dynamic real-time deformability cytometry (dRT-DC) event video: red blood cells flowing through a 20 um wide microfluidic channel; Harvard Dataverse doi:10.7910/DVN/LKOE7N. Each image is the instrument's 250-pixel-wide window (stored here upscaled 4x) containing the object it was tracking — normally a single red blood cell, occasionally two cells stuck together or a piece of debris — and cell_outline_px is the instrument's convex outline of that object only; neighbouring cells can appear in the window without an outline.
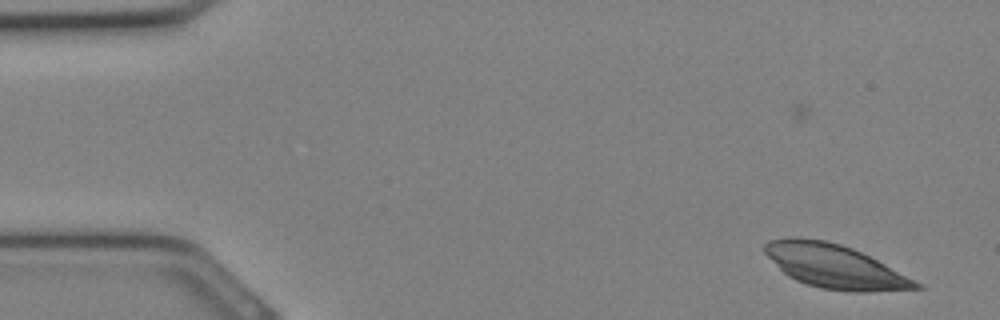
{"species": "Egyptian fruit bat (a non-hibernating species)", "species_latin": "Rousettus aegyptiacus", "temperature_condition": "cold", "stored_images_in_passage": 32, "camera_frame_rate_fps": 3000, "um_per_image_px": 0.085, "animal": {"sex": "female"}, "frame": {"image": 1, "passage_image": 1, "time_ms": 0.0, "image_size_px": [1000, 320], "cell_outline_px": [[924, 288], [864, 292], [852, 292], [820, 288], [796, 280], [788, 276], [764, 252], [764, 244], [768, 240], [788, 236], [796, 236], [824, 240], [840, 244], [852, 248], [884, 264], [920, 284]], "centroid_in_image_um": [70.88, 22.62], "position_along_channel_um": 14.1, "area_um2": 37.97}}